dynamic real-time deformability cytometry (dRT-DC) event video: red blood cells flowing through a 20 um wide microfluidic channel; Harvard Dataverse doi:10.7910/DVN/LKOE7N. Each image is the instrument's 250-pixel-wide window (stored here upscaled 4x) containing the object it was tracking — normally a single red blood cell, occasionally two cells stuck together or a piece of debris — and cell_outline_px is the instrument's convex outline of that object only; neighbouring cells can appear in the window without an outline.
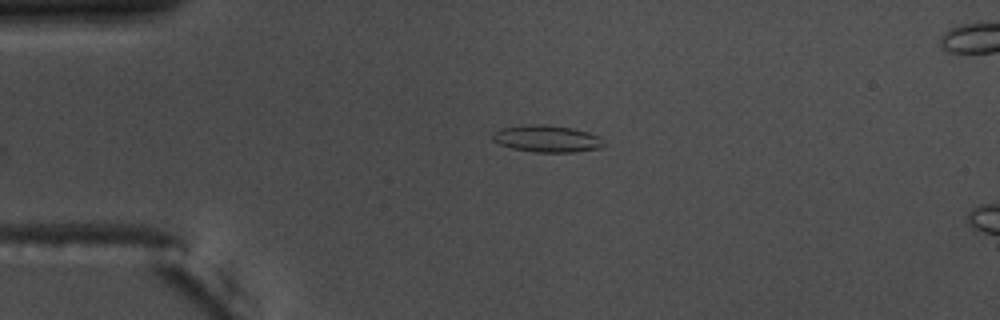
{"species": "common noctule bat (a hibernating species)", "species_latin": "Nyctalus noctula", "temperature_condition": "warm", "stored_images_in_passage": 21, "camera_frame_rate_fps": 3000, "um_per_image_px": 0.085, "animal": {"sex": "male", "body_mass_g": 17.5, "forearm_length_mm": 52.3}, "frame": {"image": 1, "passage_image": 1, "time_ms": 0.0, "image_size_px": [1000, 320], "cell_outline_px": [[604, 144], [600, 148], [572, 152], [536, 152], [512, 148], [500, 144], [492, 140], [492, 132], [500, 128], [532, 124], [544, 124], [572, 128], [588, 132], [600, 136]], "centroid_in_image_um": [46.47, 11.78], "position_along_channel_um": 38.5, "area_um2": 17.4}}
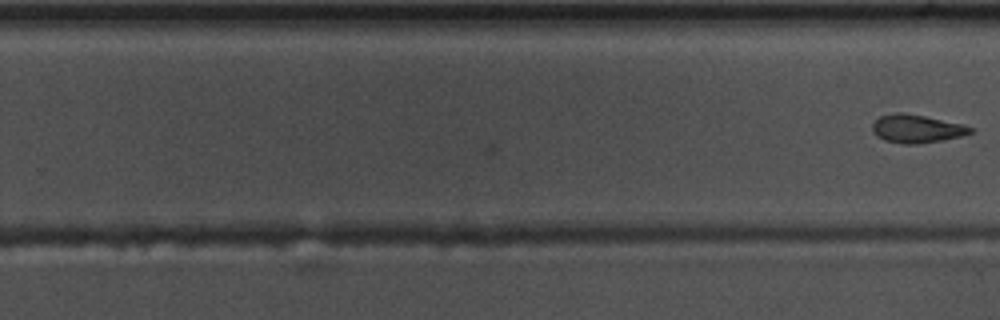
{"frame": {"image": 2, "passage_image": 21, "time_ms": 6.667, "image_size_px": [1000, 320], "cell_outline_px": [[972, 132], [960, 136], [944, 140], [920, 144], [904, 144], [884, 140], [876, 136], [872, 132], [872, 124], [880, 116], [896, 112], [904, 112], [964, 124], [972, 128]], "centroid_in_image_um": [77.89, 10.94], "position_along_channel_um": 251.9, "area_um2": 16.18}}